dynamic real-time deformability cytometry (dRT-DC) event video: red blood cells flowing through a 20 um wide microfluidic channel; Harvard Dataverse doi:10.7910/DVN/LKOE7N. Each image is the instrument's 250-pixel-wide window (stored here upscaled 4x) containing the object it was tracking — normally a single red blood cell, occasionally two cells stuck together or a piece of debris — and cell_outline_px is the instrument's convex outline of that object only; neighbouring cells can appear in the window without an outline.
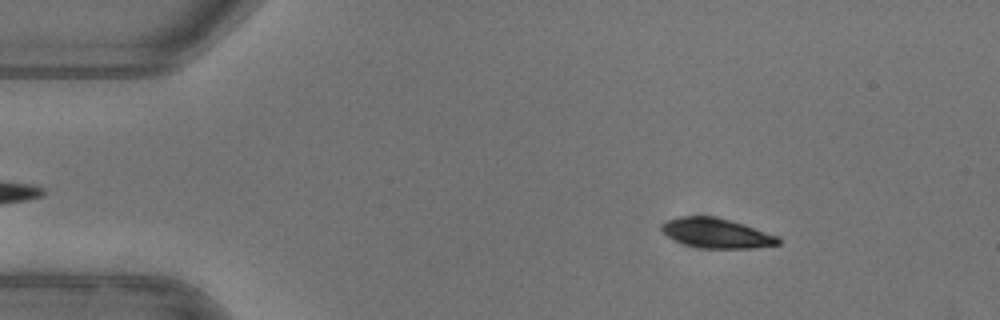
{"species": "common noctule bat (a hibernating species)", "species_latin": "Nyctalus noctula", "temperature_condition": "warm", "stored_images_in_passage": 16, "camera_frame_rate_fps": 3000, "um_per_image_px": 0.085, "animal": {"sex": "female"}, "frame": {"image": 1, "passage_image": 7, "time_ms": 2.0, "image_size_px": [1000, 320], "cell_outline_px": [[780, 244], [756, 248], [704, 248], [688, 244], [676, 240], [660, 232], [660, 224], [664, 220], [676, 216], [716, 216], [732, 220], [780, 236]], "centroid_in_image_um": [60.9, 19.79], "position_along_channel_um": 24.1, "area_um2": 20.52}}
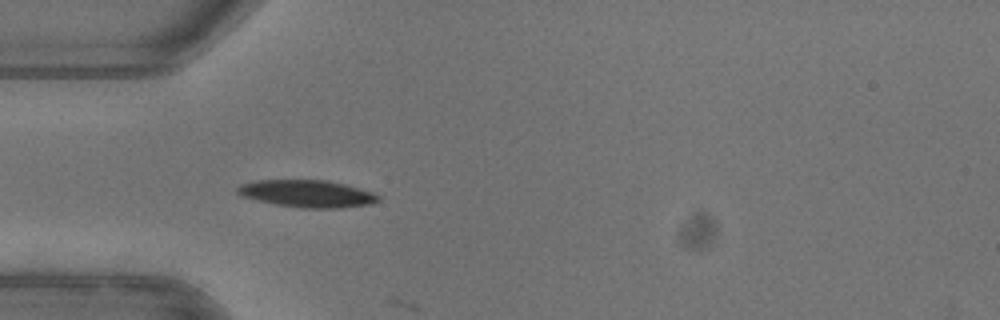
{"frame": {"image": 2, "passage_image": 15, "time_ms": 4.667, "image_size_px": [1000, 320], "cell_outline_px": [[380, 200], [368, 204], [340, 208], [300, 208], [276, 204], [244, 196], [236, 192], [236, 188], [240, 184], [260, 180], [328, 180], [344, 184], [372, 192], [380, 196]], "centroid_in_image_um": [26.12, 16.46], "position_along_channel_um": 58.9, "area_um2": 22.08}}